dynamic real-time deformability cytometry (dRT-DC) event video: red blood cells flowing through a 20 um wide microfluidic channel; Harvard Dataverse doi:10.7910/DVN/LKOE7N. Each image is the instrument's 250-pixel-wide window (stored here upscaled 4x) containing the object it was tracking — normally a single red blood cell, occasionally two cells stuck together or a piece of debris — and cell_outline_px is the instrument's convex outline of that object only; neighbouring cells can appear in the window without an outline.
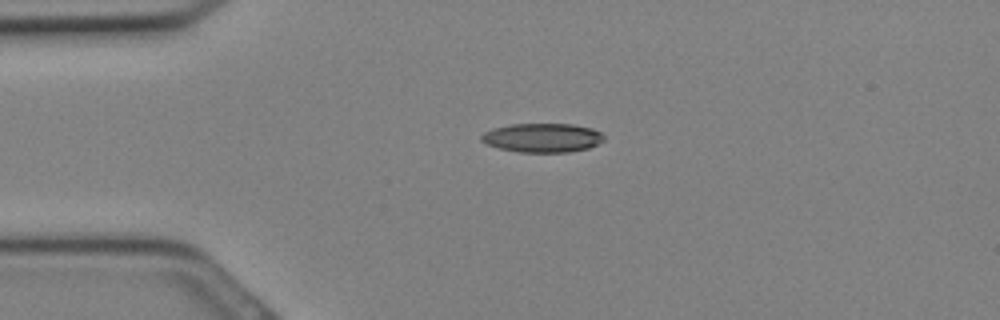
{"species": "Egyptian fruit bat (a non-hibernating species)", "species_latin": "Rousettus aegyptiacus", "temperature_condition": "cold", "stored_images_in_passage": 11, "camera_frame_rate_fps": 3000, "um_per_image_px": 0.085, "animal": {"sex": "female"}, "frame": {"image": 1, "passage_image": 7, "time_ms": 2.0, "image_size_px": [1000, 320], "cell_outline_px": [[604, 140], [588, 148], [568, 152], [520, 152], [500, 148], [488, 144], [480, 140], [480, 136], [484, 132], [492, 128], [512, 124], [572, 124], [592, 128], [600, 132], [604, 136]], "centroid_in_image_um": [46.1, 11.7], "position_along_channel_um": 38.9, "area_um2": 20.63}}
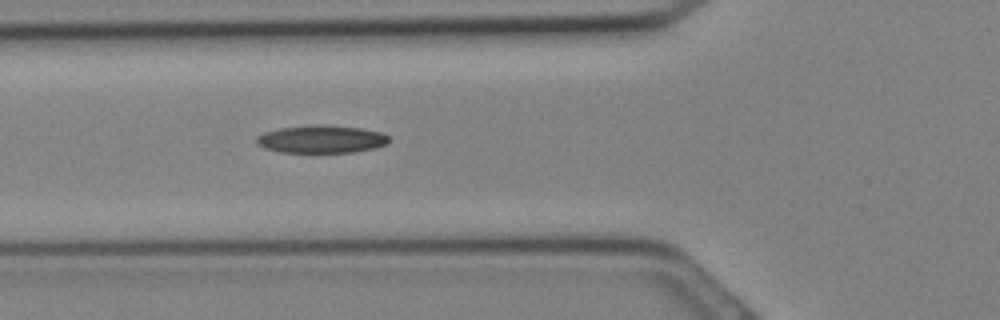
{"frame": {"image": 2, "passage_image": 11, "time_ms": 3.333, "image_size_px": [1000, 320], "cell_outline_px": [[388, 144], [376, 148], [352, 152], [280, 152], [264, 148], [256, 144], [256, 136], [264, 132], [280, 128], [316, 124], [364, 128], [380, 132], [388, 136]], "centroid_in_image_um": [27.31, 11.83], "position_along_channel_um": 98.5, "area_um2": 21.5}}